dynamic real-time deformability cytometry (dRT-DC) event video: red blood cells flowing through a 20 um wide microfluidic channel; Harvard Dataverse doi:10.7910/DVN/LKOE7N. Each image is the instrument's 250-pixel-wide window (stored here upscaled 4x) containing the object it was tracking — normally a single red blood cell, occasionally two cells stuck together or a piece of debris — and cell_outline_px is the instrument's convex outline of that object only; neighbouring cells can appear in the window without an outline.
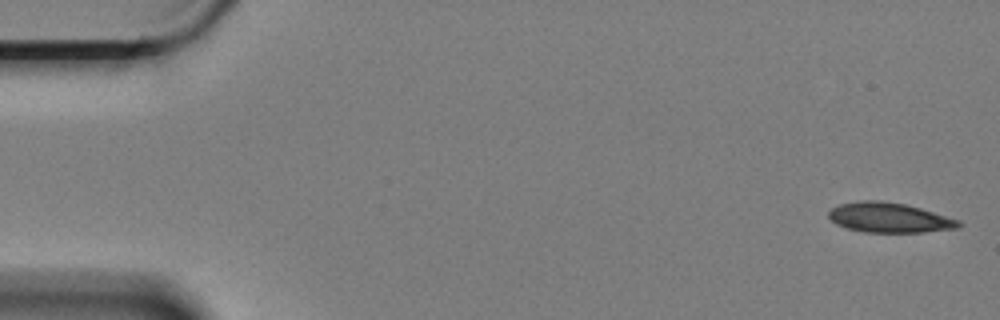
{"species": "Egyptian fruit bat (a non-hibernating species)", "species_latin": "Rousettus aegyptiacus", "temperature_condition": "cold", "stored_images_in_passage": 7, "camera_frame_rate_fps": 3000, "um_per_image_px": 0.085, "animal": {"sex": "female"}, "frame": {"image": 1, "passage_image": 1, "time_ms": 0.0, "image_size_px": [1000, 320], "cell_outline_px": [[960, 228], [924, 232], [864, 232], [848, 228], [836, 224], [828, 216], [828, 212], [832, 208], [840, 204], [864, 200], [880, 200], [904, 204], [920, 208], [960, 220]], "centroid_in_image_um": [75.59, 18.5], "position_along_channel_um": 9.4, "area_um2": 22.48}}
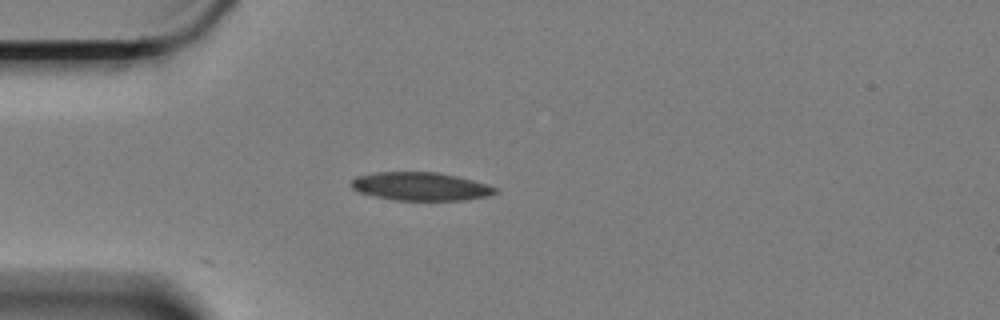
{"frame": {"image": 2, "passage_image": 5, "time_ms": 1.333, "image_size_px": [1000, 320], "cell_outline_px": [[500, 192], [488, 196], [464, 200], [396, 200], [356, 192], [352, 188], [352, 180], [356, 176], [372, 172], [436, 172], [456, 176], [488, 184], [496, 188]], "centroid_in_image_um": [35.75, 15.84], "position_along_channel_um": 49.2, "area_um2": 23.76}}